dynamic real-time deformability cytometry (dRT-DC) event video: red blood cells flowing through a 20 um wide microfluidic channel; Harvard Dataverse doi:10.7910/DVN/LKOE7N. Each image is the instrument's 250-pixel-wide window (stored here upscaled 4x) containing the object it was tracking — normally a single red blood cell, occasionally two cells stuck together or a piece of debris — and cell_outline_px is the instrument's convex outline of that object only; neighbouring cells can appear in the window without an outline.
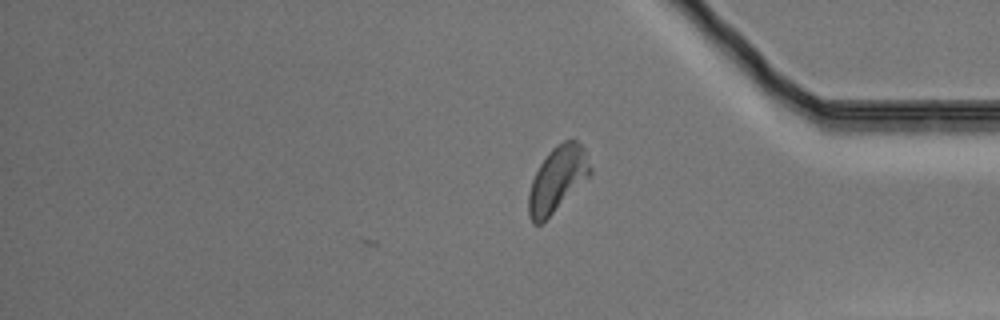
{"species": "Egyptian fruit bat (a non-hibernating species)", "species_latin": "Rousettus aegyptiacus", "temperature_condition": "warm", "stored_images_in_passage": 43, "camera_frame_rate_fps": 3000, "um_per_image_px": 0.085, "animal": {"sex": "male"}, "frame": {"image": 1, "passage_image": 43, "time_ms": 14.0, "image_size_px": [1000, 320], "cell_outline_px": [[592, 172], [540, 224], [532, 224], [528, 216], [528, 192], [532, 180], [540, 164], [548, 152], [556, 144], [572, 136], [584, 148], [592, 168]], "centroid_in_image_um": [47.36, 15.17], "position_along_channel_um": 387.8, "area_um2": 23.06}}